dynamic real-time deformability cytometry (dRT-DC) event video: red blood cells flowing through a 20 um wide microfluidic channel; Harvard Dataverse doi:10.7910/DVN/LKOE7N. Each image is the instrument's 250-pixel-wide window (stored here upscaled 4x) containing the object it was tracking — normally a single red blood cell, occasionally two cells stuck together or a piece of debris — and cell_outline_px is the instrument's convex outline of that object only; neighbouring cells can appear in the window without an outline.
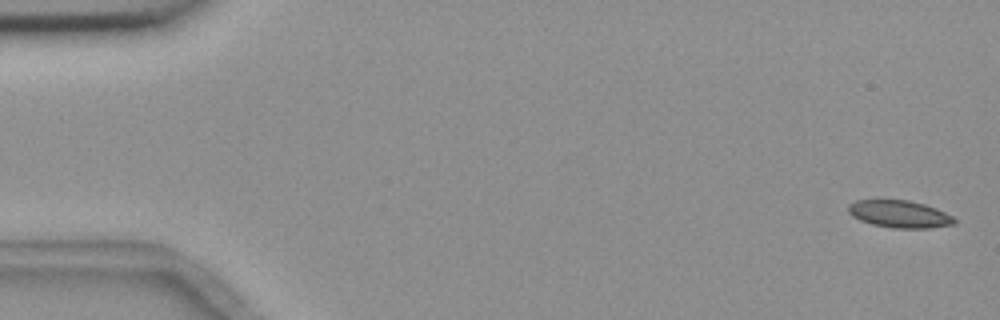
{"species": "common noctule bat (a hibernating species)", "species_latin": "Nyctalus noctula", "temperature_condition": "room temperature", "stored_images_in_passage": 7, "camera_frame_rate_fps": 3000, "um_per_image_px": 0.085, "animal": {"sex": "female", "body_mass_g": 18.4}, "frame": {"image": 1, "passage_image": 1, "time_ms": 0.0, "image_size_px": [1000, 320], "cell_outline_px": [[956, 224], [928, 228], [892, 228], [872, 224], [860, 220], [852, 216], [848, 212], [848, 204], [856, 200], [908, 200], [924, 204], [936, 208], [952, 216], [956, 220]], "centroid_in_image_um": [76.45, 18.2], "position_along_channel_um": 8.6, "area_um2": 16.88}}
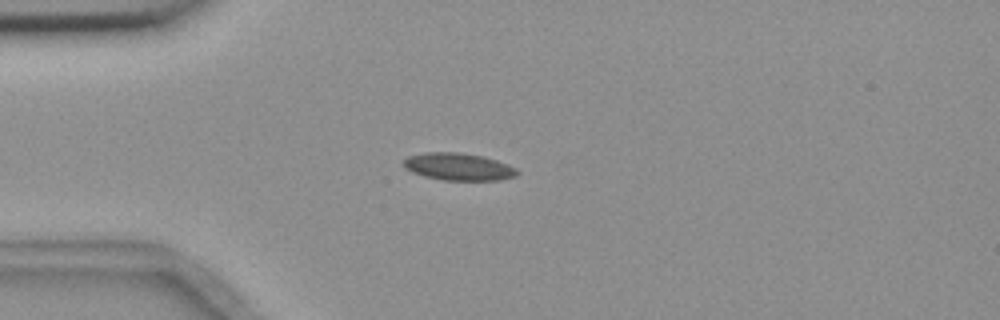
{"frame": {"image": 2, "passage_image": 5, "time_ms": 4.333, "image_size_px": [1000, 320], "cell_outline_px": [[520, 172], [516, 176], [500, 180], [444, 180], [424, 176], [412, 172], [404, 168], [404, 160], [408, 156], [424, 152], [456, 152], [480, 156], [496, 160], [508, 164], [516, 168]], "centroid_in_image_um": [38.97, 14.17], "position_along_channel_um": 46.0, "area_um2": 18.03}}
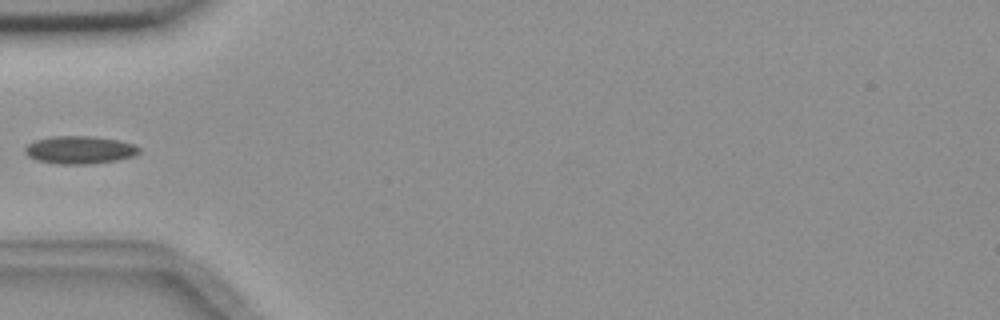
{"frame": {"image": 3, "passage_image": 6, "time_ms": 5.667, "image_size_px": [1000, 320], "cell_outline_px": [[140, 152], [136, 156], [116, 160], [92, 164], [56, 164], [36, 160], [28, 156], [24, 152], [24, 148], [28, 144], [36, 140], [52, 136], [92, 136], [116, 140], [132, 144], [140, 148]], "centroid_in_image_um": [6.76, 12.75], "position_along_channel_um": 78.2, "area_um2": 18.55}}